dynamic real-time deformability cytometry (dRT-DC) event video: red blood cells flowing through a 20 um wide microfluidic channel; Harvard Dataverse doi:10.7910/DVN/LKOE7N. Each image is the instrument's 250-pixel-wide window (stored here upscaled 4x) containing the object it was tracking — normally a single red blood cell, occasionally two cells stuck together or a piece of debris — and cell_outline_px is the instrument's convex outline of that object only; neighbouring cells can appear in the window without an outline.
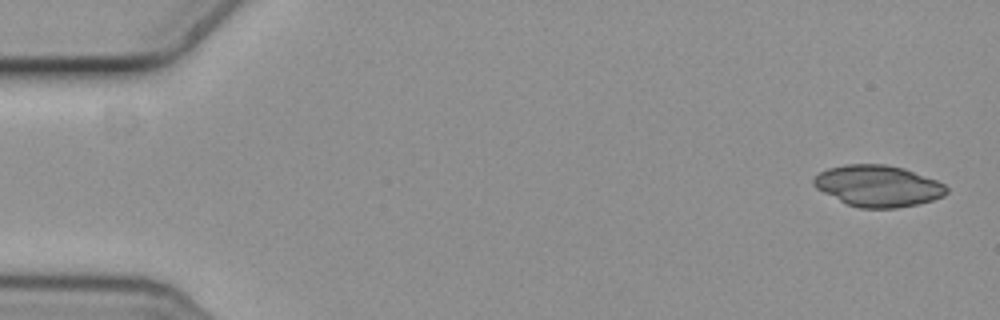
{"species": "common noctule bat (a hibernating species)", "species_latin": "Nyctalus noctula", "temperature_condition": "cold", "stored_images_in_passage": 4, "camera_frame_rate_fps": 3000, "um_per_image_px": 0.085, "animal": {"sex": "female", "body_mass_g": 19.3, "forearm_length_mm": 54.1}, "frame": {"image": 1, "passage_image": 1, "time_ms": 0.0, "image_size_px": [1000, 320], "cell_outline_px": [[948, 192], [944, 196], [932, 200], [916, 204], [896, 208], [860, 208], [848, 204], [816, 188], [812, 184], [812, 180], [820, 172], [828, 168], [844, 164], [884, 164], [904, 168], [936, 180], [944, 184], [948, 188]], "centroid_in_image_um": [74.64, 15.79], "position_along_channel_um": 10.4, "area_um2": 31.85}}